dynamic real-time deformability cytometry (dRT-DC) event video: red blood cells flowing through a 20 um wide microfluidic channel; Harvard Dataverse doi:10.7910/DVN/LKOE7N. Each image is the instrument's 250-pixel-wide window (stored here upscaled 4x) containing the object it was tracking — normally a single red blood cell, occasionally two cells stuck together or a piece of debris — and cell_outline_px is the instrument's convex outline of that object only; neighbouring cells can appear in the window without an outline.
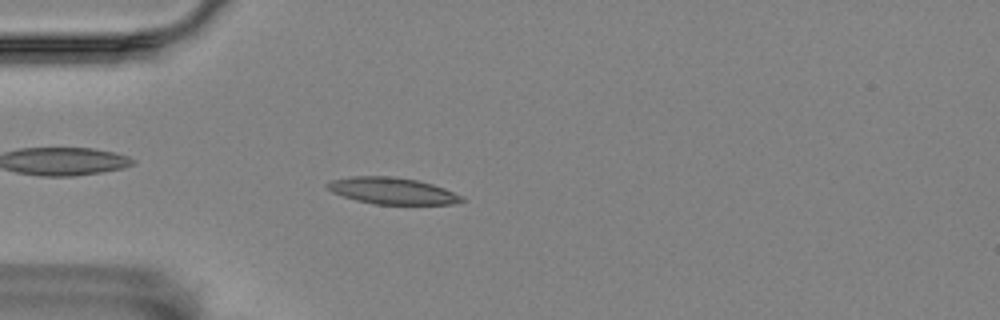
{"species": "Egyptian fruit bat (a non-hibernating species)", "species_latin": "Rousettus aegyptiacus", "temperature_condition": "room temperature", "stored_images_in_passage": 44, "camera_frame_rate_fps": 3000, "um_per_image_px": 0.085, "animal": {"sex": "female"}, "frame": {"image": 1, "passage_image": 3, "time_ms": 0.667, "image_size_px": [1000, 320], "cell_outline_px": [[464, 200], [452, 204], [376, 204], [356, 200], [332, 192], [324, 184], [332, 180], [352, 176], [392, 176], [416, 180], [432, 184], [444, 188], [464, 196]], "centroid_in_image_um": [33.35, 16.22], "position_along_channel_um": 51.7, "area_um2": 20.69}}
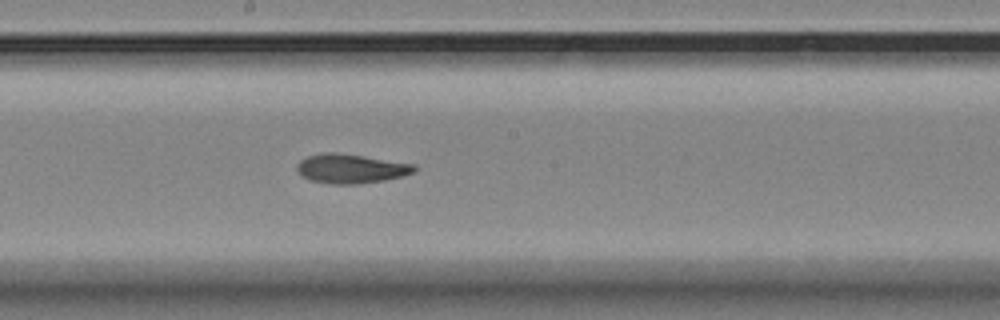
{"frame": {"image": 2, "passage_image": 18, "time_ms": 5.667, "image_size_px": [1000, 320], "cell_outline_px": [[416, 172], [384, 180], [360, 184], [332, 184], [308, 180], [300, 176], [296, 168], [296, 164], [300, 160], [308, 156], [324, 152], [332, 152], [364, 156], [416, 164]], "centroid_in_image_um": [29.8, 14.34], "position_along_channel_um": 218.4, "area_um2": 20.17}}
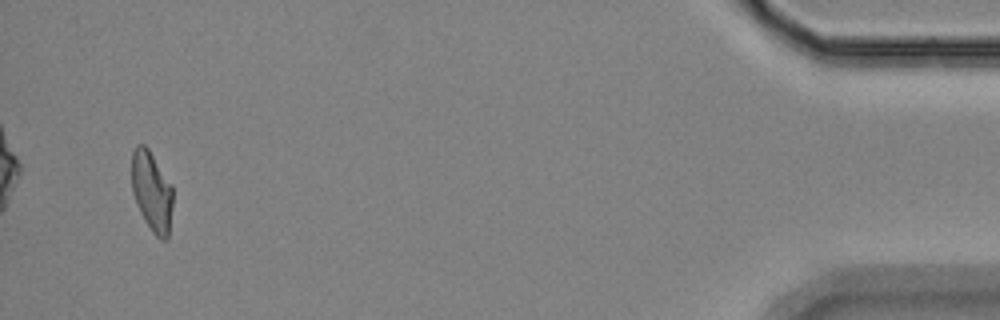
{"frame": {"image": 3, "passage_image": 42, "time_ms": 13.667, "image_size_px": [1000, 320], "cell_outline_px": [[172, 208], [168, 240], [160, 240], [152, 232], [144, 220], [136, 204], [132, 192], [132, 152], [136, 144], [144, 144], [148, 148], [172, 184]], "centroid_in_image_um": [12.9, 16.29], "position_along_channel_um": 422.3, "area_um2": 19.42}, "authors_computed_cell_mechanics": {"area_um2": 19.941, "velocity_mm_per_s": 3.492, "shape_relaxation_time_tau1_ms": 11.0765, "shape_relaxation_time_tau2_ms": 3.6737, "deformation_change_tau1": 0.2751, "deformation_change_tau2": 0.1161}}